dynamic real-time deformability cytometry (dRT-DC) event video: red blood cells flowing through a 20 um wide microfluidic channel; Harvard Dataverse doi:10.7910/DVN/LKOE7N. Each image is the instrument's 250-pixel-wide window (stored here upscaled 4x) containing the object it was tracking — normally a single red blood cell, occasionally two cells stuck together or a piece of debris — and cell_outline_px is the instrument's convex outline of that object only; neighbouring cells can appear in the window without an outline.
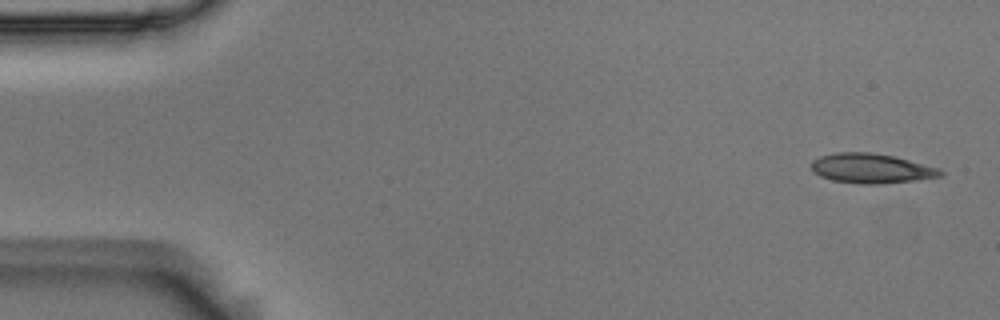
{"species": "Egyptian fruit bat (a non-hibernating species)", "species_latin": "Rousettus aegyptiacus", "temperature_condition": "room temperature", "stored_images_in_passage": 6, "camera_frame_rate_fps": 3000, "um_per_image_px": 0.085, "animal": {"sex": "male"}, "frame": {"image": 1, "passage_image": 1, "time_ms": 0.0, "image_size_px": [1000, 320], "cell_outline_px": [[944, 176], [916, 180], [880, 184], [860, 184], [832, 180], [820, 176], [812, 168], [812, 160], [820, 156], [836, 152], [868, 152], [892, 156], [940, 168], [944, 172]], "centroid_in_image_um": [74.08, 14.32], "position_along_channel_um": 10.9, "area_um2": 22.25}}
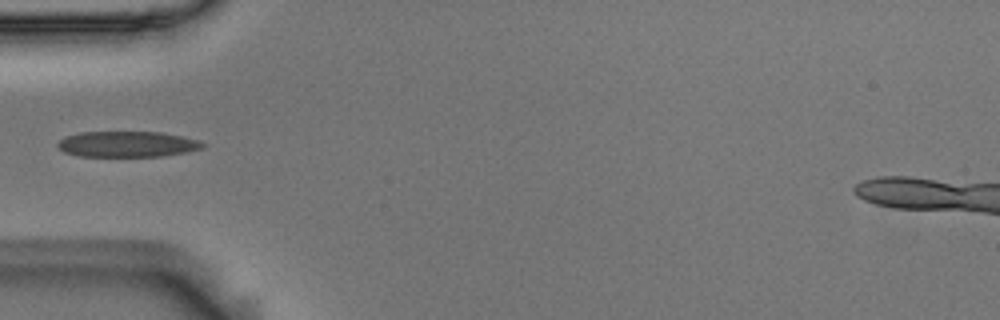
{"frame": {"image": 2, "passage_image": 5, "time_ms": 1.333, "image_size_px": [1000, 320], "cell_outline_px": [[204, 148], [188, 152], [164, 156], [80, 156], [64, 152], [56, 144], [64, 136], [80, 132], [160, 132], [184, 136], [196, 140], [204, 144]], "centroid_in_image_um": [10.82, 12.25], "position_along_channel_um": 74.2, "area_um2": 21.79}}
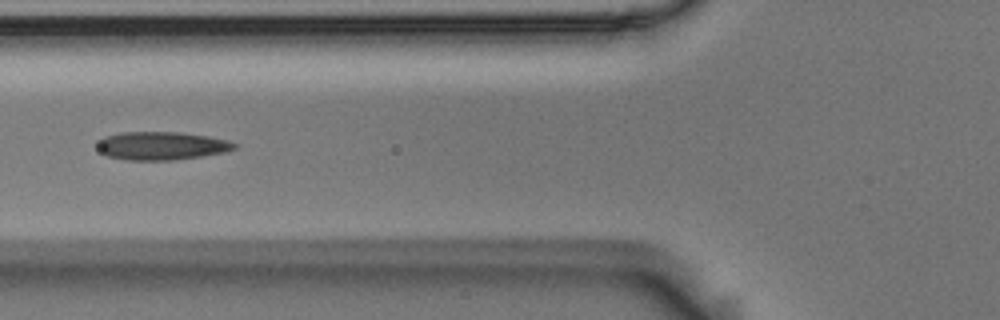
{"frame": {"image": 3, "passage_image": 6, "time_ms": 1.667, "image_size_px": [1000, 320], "cell_outline_px": [[236, 148], [224, 152], [200, 156], [172, 160], [124, 160], [108, 156], [100, 152], [100, 140], [104, 136], [120, 132], [180, 132], [208, 136], [228, 140], [236, 144]], "centroid_in_image_um": [13.73, 12.39], "position_along_channel_um": 112.1, "area_um2": 22.37}}